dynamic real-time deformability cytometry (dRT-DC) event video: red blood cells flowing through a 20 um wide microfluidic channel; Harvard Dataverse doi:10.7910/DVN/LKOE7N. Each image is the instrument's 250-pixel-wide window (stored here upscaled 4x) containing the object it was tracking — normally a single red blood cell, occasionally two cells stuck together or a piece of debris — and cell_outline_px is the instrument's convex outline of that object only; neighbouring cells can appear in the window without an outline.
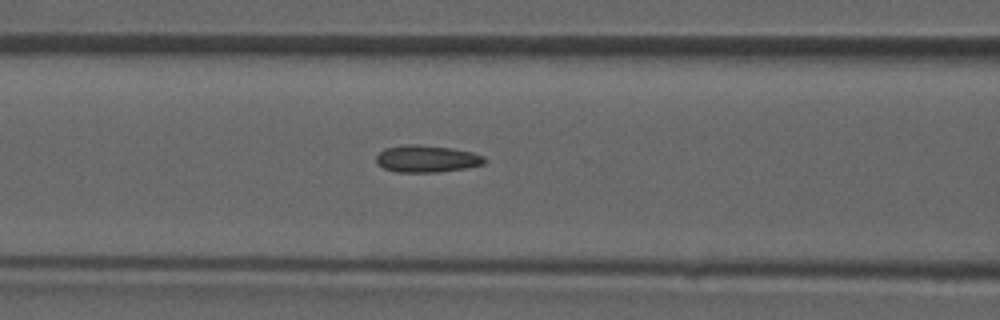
{"species": "common noctule bat (a hibernating species)", "species_latin": "Nyctalus noctula", "temperature_condition": "room temperature", "stored_images_in_passage": 34, "camera_frame_rate_fps": 3000, "um_per_image_px": 0.085, "animal": {"sex": "male", "forearm_length_mm": 52.5}, "frame": {"image": 1, "passage_image": 6, "time_ms": 1.667, "image_size_px": [1000, 320], "cell_outline_px": [[488, 160], [484, 164], [464, 168], [436, 172], [396, 172], [384, 168], [376, 160], [376, 156], [384, 148], [404, 144], [416, 144], [452, 148], [472, 152], [484, 156]], "centroid_in_image_um": [36.29, 13.48], "position_along_channel_um": 130.3, "area_um2": 17.05}}